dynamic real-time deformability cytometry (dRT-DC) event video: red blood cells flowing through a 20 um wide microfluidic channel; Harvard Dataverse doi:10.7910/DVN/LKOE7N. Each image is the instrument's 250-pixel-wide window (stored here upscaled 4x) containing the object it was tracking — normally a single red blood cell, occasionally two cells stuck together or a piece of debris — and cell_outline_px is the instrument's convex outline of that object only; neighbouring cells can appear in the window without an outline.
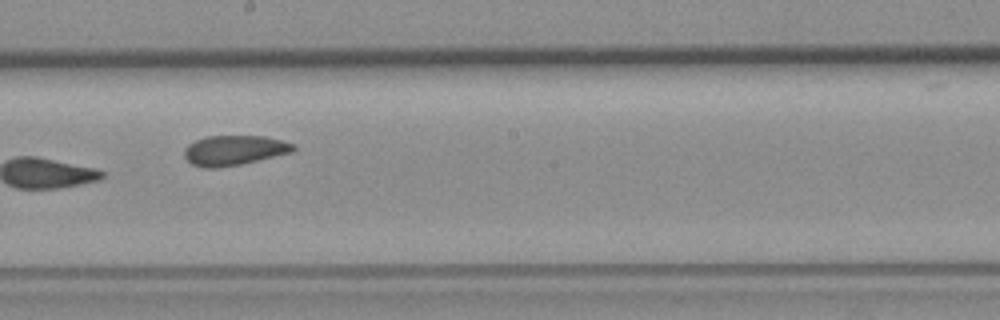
{"species": "common noctule bat (a hibernating species)", "species_latin": "Nyctalus noctula", "temperature_condition": "room temperature", "stored_images_in_passage": 16, "camera_frame_rate_fps": 3000, "um_per_image_px": 0.085, "animal": {"sex": "female", "body_mass_g": 19.3, "forearm_length_mm": 54.1}, "frame": {"image": 1, "passage_image": 10, "time_ms": 11.0, "image_size_px": [1000, 320], "cell_outline_px": [[296, 148], [292, 152], [240, 164], [212, 168], [204, 168], [192, 164], [184, 156], [184, 148], [188, 144], [196, 140], [208, 136], [264, 136], [296, 144]], "centroid_in_image_um": [19.89, 12.77], "position_along_channel_um": 228.3, "area_um2": 18.84}}
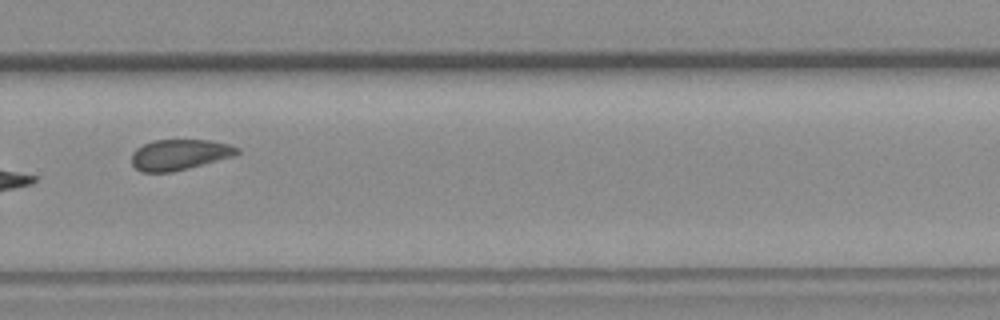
{"frame": {"image": 2, "passage_image": 12, "time_ms": 13.333, "image_size_px": [1000, 320], "cell_outline_px": [[240, 152], [236, 156], [172, 172], [140, 172], [132, 164], [132, 152], [136, 148], [152, 140], [212, 140], [228, 144], [240, 148]], "centroid_in_image_um": [15.28, 13.14], "position_along_channel_um": 314.5, "area_um2": 19.02}, "authors_computed_cell_mechanics": {"area_um2": 19.1029, "velocity_mm_per_s": 3.6919, "shape_relaxation_time_tau1_ms": 5.2747, "shape_relaxation_time_tau2_ms": null, "deformation_change_tau1": 0.0642, "deformation_change_tau2": null}}